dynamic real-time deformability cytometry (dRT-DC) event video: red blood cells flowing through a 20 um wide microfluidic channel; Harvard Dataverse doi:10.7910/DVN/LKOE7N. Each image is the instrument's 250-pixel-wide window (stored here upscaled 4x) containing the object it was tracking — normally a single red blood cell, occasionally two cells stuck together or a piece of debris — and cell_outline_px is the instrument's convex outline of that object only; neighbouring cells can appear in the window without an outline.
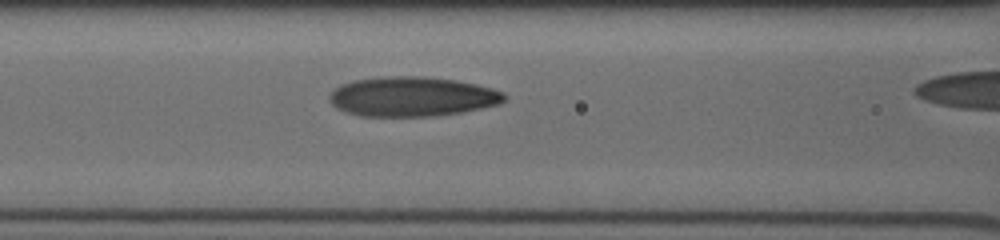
{"species": "human", "species_latin": "Homo sapiens", "temperature_condition": "cold", "stored_images_in_passage": 6, "camera_frame_rate_fps": 3000, "um_per_image_px": 0.085, "donor": {"sex": "male"}, "frame": {"image": 1, "passage_image": 5, "time_ms": 2.667, "image_size_px": [1000, 240], "cell_outline_px": [[508, 96], [500, 104], [460, 112], [432, 116], [360, 116], [336, 108], [328, 100], [328, 96], [336, 88], [352, 80], [384, 76], [424, 76], [456, 80], [476, 84], [492, 88], [504, 92]], "centroid_in_image_um": [35.04, 8.2], "position_along_channel_um": 131.6, "area_um2": 40.46}}